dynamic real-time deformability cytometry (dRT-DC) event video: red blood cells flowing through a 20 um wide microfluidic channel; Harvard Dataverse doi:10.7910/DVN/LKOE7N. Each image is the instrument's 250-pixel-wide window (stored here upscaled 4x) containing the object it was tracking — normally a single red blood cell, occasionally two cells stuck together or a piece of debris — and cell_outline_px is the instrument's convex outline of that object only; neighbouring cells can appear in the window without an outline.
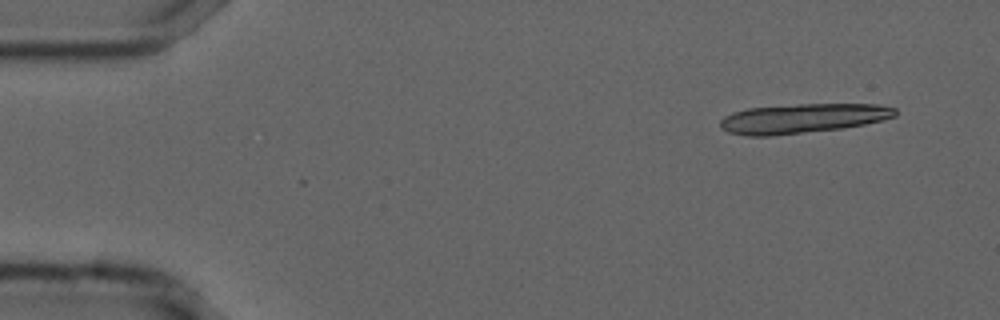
{"species": "common noctule bat (a hibernating species)", "species_latin": "Nyctalus noctula", "temperature_condition": "cold", "stored_images_in_passage": 14, "camera_frame_rate_fps": 3000, "um_per_image_px": 0.085, "animal": {"sex": "male", "forearm_length_mm": 52.5}, "frame": {"image": 1, "passage_image": 1, "time_ms": 0.0, "image_size_px": [1000, 320], "cell_outline_px": [[896, 116], [884, 120], [864, 124], [840, 128], [772, 136], [748, 136], [728, 132], [720, 128], [720, 120], [724, 116], [732, 112], [748, 108], [796, 104], [876, 104], [896, 108]], "centroid_in_image_um": [68.19, 10.06], "position_along_channel_um": 16.8, "area_um2": 30.11}}